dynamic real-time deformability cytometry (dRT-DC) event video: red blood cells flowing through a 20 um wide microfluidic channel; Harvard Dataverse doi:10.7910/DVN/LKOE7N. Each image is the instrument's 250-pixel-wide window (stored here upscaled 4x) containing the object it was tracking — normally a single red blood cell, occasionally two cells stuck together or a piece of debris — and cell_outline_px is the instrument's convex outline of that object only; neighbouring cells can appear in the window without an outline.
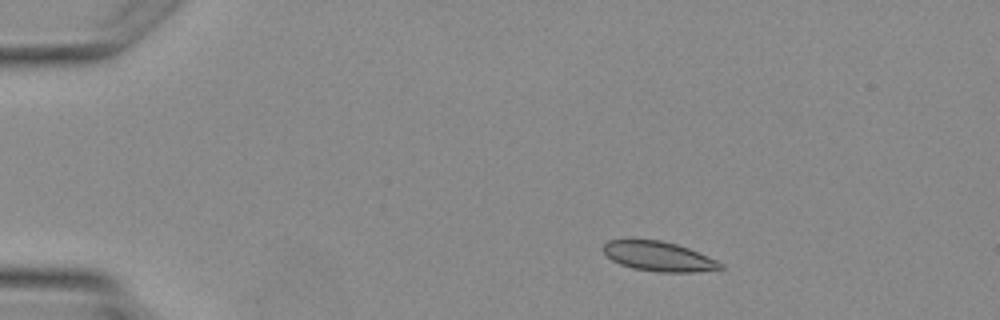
{"species": "Egyptian fruit bat (a non-hibernating species)", "species_latin": "Rousettus aegyptiacus", "temperature_condition": "warm", "stored_images_in_passage": 3, "camera_frame_rate_fps": 3000, "um_per_image_px": 0.085, "animal": {"sex": "female"}, "frame": {"image": 1, "passage_image": 1, "time_ms": 0.0, "image_size_px": [1000, 320], "cell_outline_px": [[724, 268], [692, 272], [660, 272], [632, 268], [620, 264], [612, 260], [604, 252], [604, 244], [608, 240], [628, 236], [632, 236], [660, 240], [676, 244], [688, 248], [716, 260], [724, 264]], "centroid_in_image_um": [55.9, 21.74], "position_along_channel_um": 29.1, "area_um2": 20.75}}
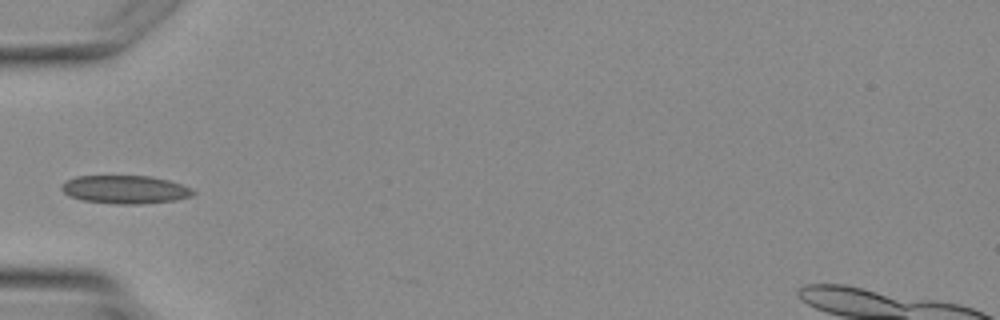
{"frame": {"image": 2, "passage_image": 3, "time_ms": 2.333, "image_size_px": [1000, 320], "cell_outline_px": [[196, 192], [192, 196], [176, 200], [140, 204], [116, 204], [84, 200], [68, 196], [60, 188], [60, 184], [76, 176], [152, 176], [168, 180], [192, 188]], "centroid_in_image_um": [10.64, 16.11], "position_along_channel_um": 74.4, "area_um2": 21.68}}